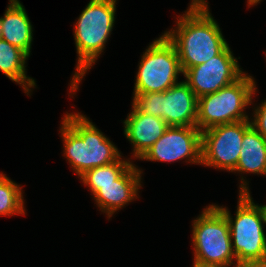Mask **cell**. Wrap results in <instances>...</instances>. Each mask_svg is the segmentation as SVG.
<instances>
[{
  "label": "cell",
  "instance_id": "1",
  "mask_svg": "<svg viewBox=\"0 0 266 267\" xmlns=\"http://www.w3.org/2000/svg\"><path fill=\"white\" fill-rule=\"evenodd\" d=\"M176 17V26L164 31L174 44L183 73L220 54L229 44L211 15L207 0H191L188 9Z\"/></svg>",
  "mask_w": 266,
  "mask_h": 267
},
{
  "label": "cell",
  "instance_id": "2",
  "mask_svg": "<svg viewBox=\"0 0 266 267\" xmlns=\"http://www.w3.org/2000/svg\"><path fill=\"white\" fill-rule=\"evenodd\" d=\"M81 112L62 117L59 128L63 141V156L77 176L95 167L117 161L122 155L110 139Z\"/></svg>",
  "mask_w": 266,
  "mask_h": 267
},
{
  "label": "cell",
  "instance_id": "3",
  "mask_svg": "<svg viewBox=\"0 0 266 267\" xmlns=\"http://www.w3.org/2000/svg\"><path fill=\"white\" fill-rule=\"evenodd\" d=\"M118 0H90L74 25L77 62L69 96L76 95L81 80L104 52L115 24Z\"/></svg>",
  "mask_w": 266,
  "mask_h": 267
},
{
  "label": "cell",
  "instance_id": "4",
  "mask_svg": "<svg viewBox=\"0 0 266 267\" xmlns=\"http://www.w3.org/2000/svg\"><path fill=\"white\" fill-rule=\"evenodd\" d=\"M244 178L242 174L235 216L228 208L216 205L227 218L237 263L266 258V208L254 203Z\"/></svg>",
  "mask_w": 266,
  "mask_h": 267
},
{
  "label": "cell",
  "instance_id": "5",
  "mask_svg": "<svg viewBox=\"0 0 266 267\" xmlns=\"http://www.w3.org/2000/svg\"><path fill=\"white\" fill-rule=\"evenodd\" d=\"M254 77L246 72L215 93L198 98L196 127L202 132L216 125L250 120L246 108L257 92Z\"/></svg>",
  "mask_w": 266,
  "mask_h": 267
},
{
  "label": "cell",
  "instance_id": "6",
  "mask_svg": "<svg viewBox=\"0 0 266 267\" xmlns=\"http://www.w3.org/2000/svg\"><path fill=\"white\" fill-rule=\"evenodd\" d=\"M191 241L193 260L220 265L238 264L232 249L227 218L215 204L206 206L193 220Z\"/></svg>",
  "mask_w": 266,
  "mask_h": 267
},
{
  "label": "cell",
  "instance_id": "7",
  "mask_svg": "<svg viewBox=\"0 0 266 267\" xmlns=\"http://www.w3.org/2000/svg\"><path fill=\"white\" fill-rule=\"evenodd\" d=\"M136 74L133 93L164 92L180 82L183 71L178 53L164 33L143 52Z\"/></svg>",
  "mask_w": 266,
  "mask_h": 267
},
{
  "label": "cell",
  "instance_id": "8",
  "mask_svg": "<svg viewBox=\"0 0 266 267\" xmlns=\"http://www.w3.org/2000/svg\"><path fill=\"white\" fill-rule=\"evenodd\" d=\"M132 105L168 126H196L198 98L184 80L164 92L133 93Z\"/></svg>",
  "mask_w": 266,
  "mask_h": 267
},
{
  "label": "cell",
  "instance_id": "9",
  "mask_svg": "<svg viewBox=\"0 0 266 267\" xmlns=\"http://www.w3.org/2000/svg\"><path fill=\"white\" fill-rule=\"evenodd\" d=\"M250 120L216 125L201 132V165L233 172Z\"/></svg>",
  "mask_w": 266,
  "mask_h": 267
},
{
  "label": "cell",
  "instance_id": "10",
  "mask_svg": "<svg viewBox=\"0 0 266 267\" xmlns=\"http://www.w3.org/2000/svg\"><path fill=\"white\" fill-rule=\"evenodd\" d=\"M229 45L218 55L203 64L188 68L183 76L196 97L215 93L238 80L245 72Z\"/></svg>",
  "mask_w": 266,
  "mask_h": 267
},
{
  "label": "cell",
  "instance_id": "11",
  "mask_svg": "<svg viewBox=\"0 0 266 267\" xmlns=\"http://www.w3.org/2000/svg\"><path fill=\"white\" fill-rule=\"evenodd\" d=\"M145 161L201 165V131L196 126H169L140 158Z\"/></svg>",
  "mask_w": 266,
  "mask_h": 267
},
{
  "label": "cell",
  "instance_id": "12",
  "mask_svg": "<svg viewBox=\"0 0 266 267\" xmlns=\"http://www.w3.org/2000/svg\"><path fill=\"white\" fill-rule=\"evenodd\" d=\"M134 163L117 179L114 184L98 185V190L92 195L97 207L111 218L133 200L139 199L138 192L142 187V170Z\"/></svg>",
  "mask_w": 266,
  "mask_h": 267
},
{
  "label": "cell",
  "instance_id": "13",
  "mask_svg": "<svg viewBox=\"0 0 266 267\" xmlns=\"http://www.w3.org/2000/svg\"><path fill=\"white\" fill-rule=\"evenodd\" d=\"M131 109L123 121L124 134L133 147L132 159L140 160L169 126L162 118L138 111L133 105Z\"/></svg>",
  "mask_w": 266,
  "mask_h": 267
},
{
  "label": "cell",
  "instance_id": "14",
  "mask_svg": "<svg viewBox=\"0 0 266 267\" xmlns=\"http://www.w3.org/2000/svg\"><path fill=\"white\" fill-rule=\"evenodd\" d=\"M33 31V25L20 0H9L4 16L0 17V38L30 57Z\"/></svg>",
  "mask_w": 266,
  "mask_h": 267
},
{
  "label": "cell",
  "instance_id": "15",
  "mask_svg": "<svg viewBox=\"0 0 266 267\" xmlns=\"http://www.w3.org/2000/svg\"><path fill=\"white\" fill-rule=\"evenodd\" d=\"M239 160L234 173L266 176V139L251 126L242 139Z\"/></svg>",
  "mask_w": 266,
  "mask_h": 267
},
{
  "label": "cell",
  "instance_id": "16",
  "mask_svg": "<svg viewBox=\"0 0 266 267\" xmlns=\"http://www.w3.org/2000/svg\"><path fill=\"white\" fill-rule=\"evenodd\" d=\"M28 58L23 50L0 38V71L11 81L19 84L26 95L31 96V89L36 87V81L26 75Z\"/></svg>",
  "mask_w": 266,
  "mask_h": 267
},
{
  "label": "cell",
  "instance_id": "17",
  "mask_svg": "<svg viewBox=\"0 0 266 267\" xmlns=\"http://www.w3.org/2000/svg\"><path fill=\"white\" fill-rule=\"evenodd\" d=\"M129 159H123L121 156L117 161L90 169L78 178L93 195L98 190V185L114 184V181L133 164L131 158Z\"/></svg>",
  "mask_w": 266,
  "mask_h": 267
},
{
  "label": "cell",
  "instance_id": "18",
  "mask_svg": "<svg viewBox=\"0 0 266 267\" xmlns=\"http://www.w3.org/2000/svg\"><path fill=\"white\" fill-rule=\"evenodd\" d=\"M22 186L0 175V216L26 215Z\"/></svg>",
  "mask_w": 266,
  "mask_h": 267
},
{
  "label": "cell",
  "instance_id": "19",
  "mask_svg": "<svg viewBox=\"0 0 266 267\" xmlns=\"http://www.w3.org/2000/svg\"><path fill=\"white\" fill-rule=\"evenodd\" d=\"M251 125L266 139V100L253 108Z\"/></svg>",
  "mask_w": 266,
  "mask_h": 267
},
{
  "label": "cell",
  "instance_id": "20",
  "mask_svg": "<svg viewBox=\"0 0 266 267\" xmlns=\"http://www.w3.org/2000/svg\"><path fill=\"white\" fill-rule=\"evenodd\" d=\"M235 267H266V258L255 261H243L238 263Z\"/></svg>",
  "mask_w": 266,
  "mask_h": 267
},
{
  "label": "cell",
  "instance_id": "21",
  "mask_svg": "<svg viewBox=\"0 0 266 267\" xmlns=\"http://www.w3.org/2000/svg\"><path fill=\"white\" fill-rule=\"evenodd\" d=\"M193 267H235V266L204 263V262H201V261H198V260H194Z\"/></svg>",
  "mask_w": 266,
  "mask_h": 267
},
{
  "label": "cell",
  "instance_id": "22",
  "mask_svg": "<svg viewBox=\"0 0 266 267\" xmlns=\"http://www.w3.org/2000/svg\"><path fill=\"white\" fill-rule=\"evenodd\" d=\"M262 0H247V4L249 7L258 5Z\"/></svg>",
  "mask_w": 266,
  "mask_h": 267
}]
</instances>
